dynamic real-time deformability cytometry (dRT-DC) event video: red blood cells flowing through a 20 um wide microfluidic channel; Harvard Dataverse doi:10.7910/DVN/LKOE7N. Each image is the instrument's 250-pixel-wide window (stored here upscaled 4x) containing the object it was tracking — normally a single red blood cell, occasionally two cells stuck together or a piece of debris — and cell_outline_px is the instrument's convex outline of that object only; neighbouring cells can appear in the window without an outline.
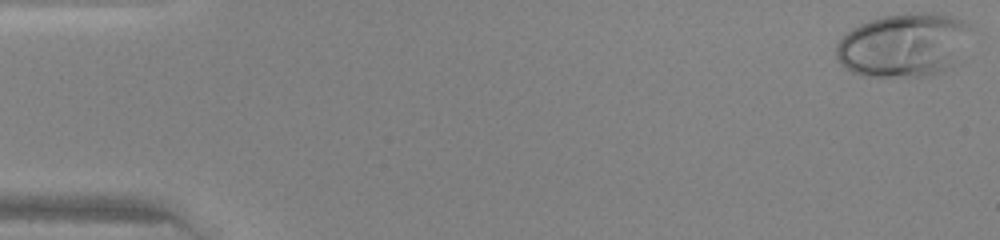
{"species": "human", "species_latin": "Homo sapiens", "temperature_condition": "warm", "stored_images_in_passage": 39, "camera_frame_rate_fps": 3000, "um_per_image_px": 0.085, "donor": {"sex": "female"}, "frame": {"image": 1, "passage_image": 1, "time_ms": 0.0, "image_size_px": [1000, 240], "cell_outline_px": [[968, 28], [952, 68], [928, 76], [860, 76], [844, 68], [840, 64], [836, 56], [836, 44], [852, 28], [860, 24], [880, 16], [924, 12], [932, 12], [952, 16], [964, 20], [968, 24]], "centroid_in_image_um": [76.73, 3.83], "position_along_channel_um": 8.3, "area_um2": 49.42}}
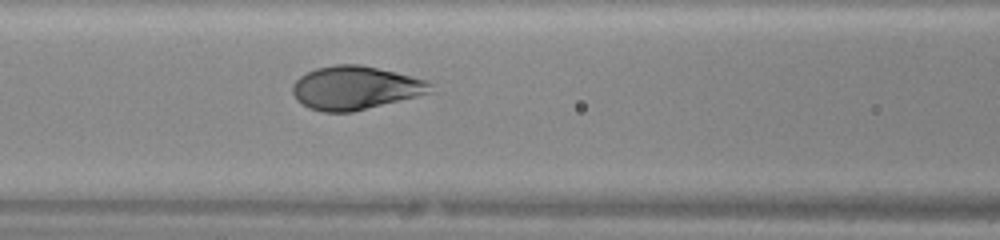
{"frame": {"image": 2, "passage_image": 20, "time_ms": 6.333, "image_size_px": [1000, 240], "cell_outline_px": [[436, 92], [352, 112], [320, 112], [308, 108], [296, 100], [292, 92], [292, 84], [300, 76], [316, 68], [336, 64], [360, 64], [396, 72], [424, 80], [432, 84]], "centroid_in_image_um": [30.2, 7.48], "position_along_channel_um": 136.4, "area_um2": 35.2}}
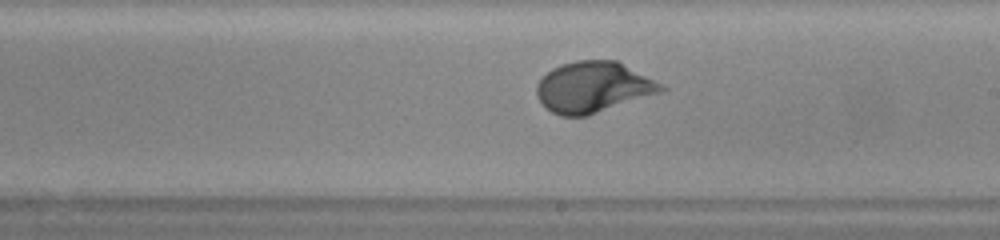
{"frame": {"image": 3, "passage_image": 27, "time_ms": 8.667, "image_size_px": [1000, 240], "cell_outline_px": [[668, 88], [664, 92], [588, 116], [560, 116], [552, 112], [536, 96], [536, 84], [552, 68], [560, 64], [576, 60], [616, 60], [664, 84]], "centroid_in_image_um": [50.47, 7.41], "position_along_channel_um": 238.5, "area_um2": 37.22}}